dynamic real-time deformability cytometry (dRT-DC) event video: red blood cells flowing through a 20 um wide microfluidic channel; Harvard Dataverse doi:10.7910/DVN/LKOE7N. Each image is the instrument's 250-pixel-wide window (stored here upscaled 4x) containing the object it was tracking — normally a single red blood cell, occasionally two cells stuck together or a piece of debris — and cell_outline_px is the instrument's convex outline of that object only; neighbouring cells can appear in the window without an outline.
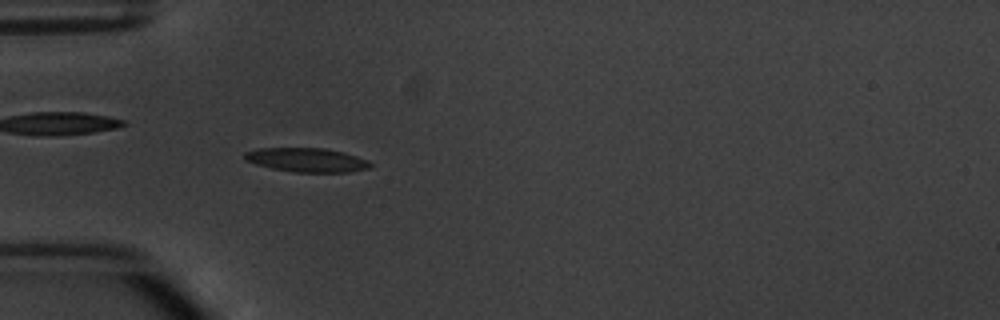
{"species": "common noctule bat (a hibernating species)", "species_latin": "Nyctalus noctula", "temperature_condition": "warm", "stored_images_in_passage": 4, "camera_frame_rate_fps": 3000, "um_per_image_px": 0.085, "animal": {"sex": "male", "body_mass_g": 20.1, "forearm_length_mm": 53.5}, "frame": {"image": 1, "passage_image": 4, "time_ms": 3.333, "image_size_px": [1000, 320], "cell_outline_px": [[372, 168], [348, 172], [296, 172], [272, 168], [256, 164], [244, 160], [244, 152], [260, 148], [324, 148], [344, 152], [368, 160], [372, 164]], "centroid_in_image_um": [26.1, 13.59], "position_along_channel_um": 58.9, "area_um2": 17.63}}